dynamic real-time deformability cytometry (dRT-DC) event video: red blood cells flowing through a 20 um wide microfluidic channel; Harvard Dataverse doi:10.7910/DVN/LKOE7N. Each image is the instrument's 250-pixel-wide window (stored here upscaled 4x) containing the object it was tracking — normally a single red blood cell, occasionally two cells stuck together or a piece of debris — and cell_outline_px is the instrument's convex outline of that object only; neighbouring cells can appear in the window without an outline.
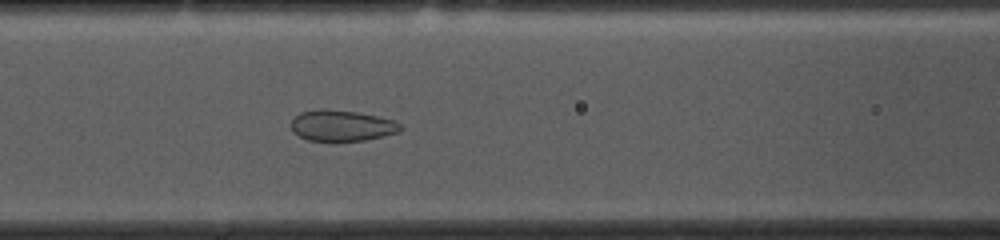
{"species": "common noctule bat (a hibernating species)", "species_latin": "Nyctalus noctula", "temperature_condition": "cold", "stored_images_in_passage": 53, "camera_frame_rate_fps": 3000, "um_per_image_px": 0.085, "animal": {"sex": "female", "body_mass_g": 10.0, "forearm_length_mm": 53.1}, "frame": {"image": 1, "passage_image": 20, "time_ms": 6.333, "image_size_px": [1000, 240], "cell_outline_px": [[404, 128], [396, 132], [384, 136], [364, 140], [308, 140], [300, 136], [292, 128], [292, 120], [300, 112], [320, 108], [324, 108], [356, 112], [396, 120]], "centroid_in_image_um": [29.08, 10.65], "position_along_channel_um": 137.5, "area_um2": 19.48}}
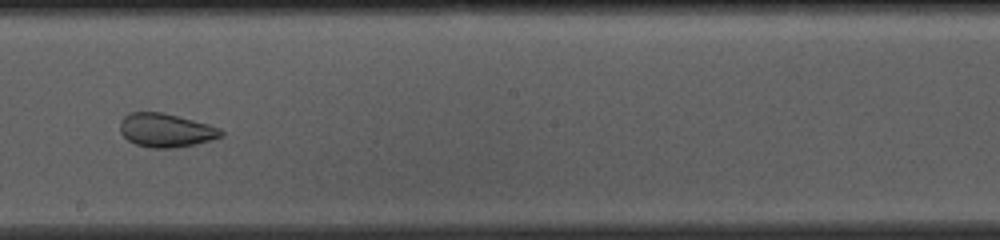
{"frame": {"image": 2, "passage_image": 28, "time_ms": 9.0, "image_size_px": [1000, 240], "cell_outline_px": [[224, 136], [192, 144], [172, 148], [152, 148], [136, 144], [128, 140], [120, 132], [120, 120], [128, 112], [160, 112], [208, 124], [220, 128], [224, 132]], "centroid_in_image_um": [14.06, 11.06], "position_along_channel_um": 234.1, "area_um2": 19.59}}
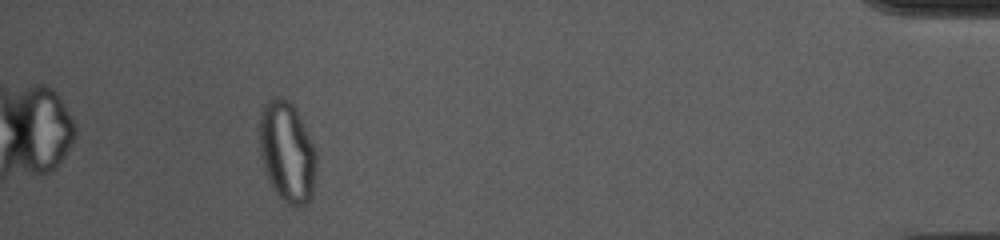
{"frame": {"image": 3, "passage_image": 48, "time_ms": 15.667, "image_size_px": [1000, 240], "cell_outline_px": [[316, 164], [312, 196], [308, 204], [300, 208], [296, 208], [280, 200], [272, 188], [268, 180], [260, 156], [256, 132], [260, 112], [264, 104], [268, 100], [276, 96], [280, 96], [288, 100], [292, 104], [316, 152]], "centroid_in_image_um": [24.34, 12.96], "position_along_channel_um": 410.9, "area_um2": 34.04}, "authors_computed_cell_mechanics": {"area_um2": 26.5302, "velocity_mm_per_s": 3.6272, "shape_relaxation_time_tau1_ms": null, "shape_relaxation_time_tau2_ms": 1.0652, "deformation_change_tau1": null, "deformation_change_tau2": 0.0547}}